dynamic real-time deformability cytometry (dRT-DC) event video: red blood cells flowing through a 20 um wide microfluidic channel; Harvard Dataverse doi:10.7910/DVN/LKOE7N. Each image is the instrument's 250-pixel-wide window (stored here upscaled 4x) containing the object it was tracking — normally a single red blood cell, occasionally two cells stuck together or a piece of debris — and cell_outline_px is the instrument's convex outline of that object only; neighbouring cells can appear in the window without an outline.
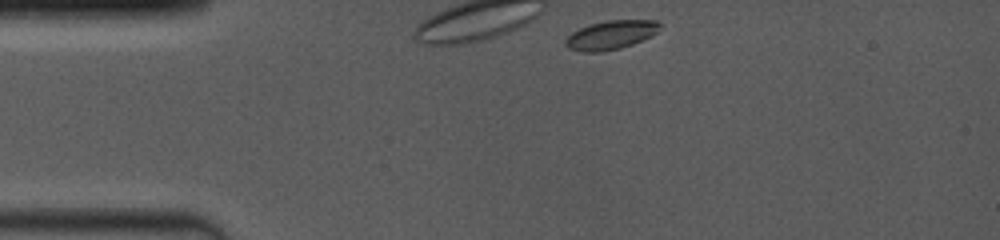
{"species": "common noctule bat (a hibernating species)", "species_latin": "Nyctalus noctula", "temperature_condition": "room temperature", "stored_images_in_passage": 9, "camera_frame_rate_fps": 4000, "um_per_image_px": 0.085, "animal": {"sex": "female", "body_mass_g": 19.0, "forearm_length_mm": 53.3}, "frame": {"image": 1, "passage_image": 1, "time_ms": 0.0, "image_size_px": [1000, 240], "cell_outline_px": [[660, 24], [656, 32], [652, 36], [632, 44], [620, 48], [600, 52], [584, 52], [568, 48], [564, 44], [564, 40], [572, 32], [580, 28], [592, 24], [608, 20], [656, 20]], "centroid_in_image_um": [51.9, 2.98], "position_along_channel_um": 33.1, "area_um2": 15.72}}